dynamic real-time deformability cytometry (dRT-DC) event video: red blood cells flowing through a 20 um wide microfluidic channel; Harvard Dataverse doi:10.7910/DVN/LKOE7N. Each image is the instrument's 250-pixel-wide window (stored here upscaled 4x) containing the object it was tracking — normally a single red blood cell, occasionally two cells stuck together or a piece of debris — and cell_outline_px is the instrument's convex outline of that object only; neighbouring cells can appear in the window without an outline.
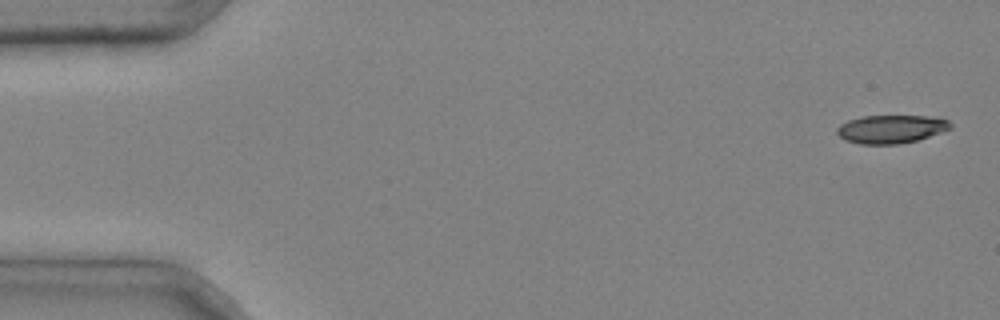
{"species": "common noctule bat (a hibernating species)", "species_latin": "Nyctalus noctula", "temperature_condition": "cold", "stored_images_in_passage": 4, "camera_frame_rate_fps": 3000, "um_per_image_px": 0.085, "animal": {"sex": "male", "body_mass_g": 20.4}, "frame": {"image": 1, "passage_image": 1, "time_ms": 0.0, "image_size_px": [1000, 320], "cell_outline_px": [[952, 128], [916, 140], [900, 144], [860, 144], [844, 140], [836, 132], [836, 128], [840, 124], [848, 120], [864, 116], [928, 116], [948, 120], [952, 124]], "centroid_in_image_um": [75.71, 10.97], "position_along_channel_um": 9.3, "area_um2": 18.61}}
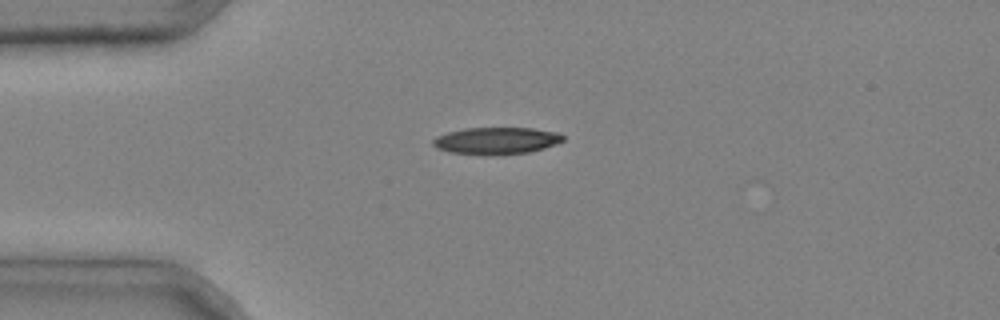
{"frame": {"image": 2, "passage_image": 4, "time_ms": 1.0, "image_size_px": [1000, 320], "cell_outline_px": [[564, 140], [556, 144], [544, 148], [528, 152], [448, 152], [436, 148], [432, 144], [432, 140], [436, 136], [448, 132], [464, 128], [532, 128], [560, 132], [564, 136]], "centroid_in_image_um": [42.22, 11.9], "position_along_channel_um": 42.8, "area_um2": 19.59}}